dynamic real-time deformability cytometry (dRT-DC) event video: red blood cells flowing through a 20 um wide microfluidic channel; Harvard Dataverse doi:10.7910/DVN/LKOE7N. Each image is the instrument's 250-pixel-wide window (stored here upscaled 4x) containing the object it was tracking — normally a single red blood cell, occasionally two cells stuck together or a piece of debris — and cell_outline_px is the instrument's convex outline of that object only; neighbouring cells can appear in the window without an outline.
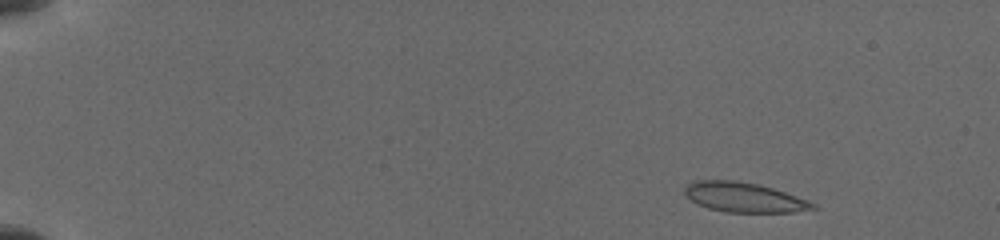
{"species": "common noctule bat (a hibernating species)", "species_latin": "Nyctalus noctula", "temperature_condition": "cold", "stored_images_in_passage": 22, "camera_frame_rate_fps": 3000, "um_per_image_px": 0.085, "animal": {"sex": "female", "body_mass_g": 19.5, "forearm_length_mm": 54.1}, "frame": {"image": 1, "passage_image": 2, "time_ms": 0.667, "image_size_px": [1000, 240], "cell_outline_px": [[820, 208], [792, 212], [728, 212], [708, 208], [696, 204], [684, 196], [684, 188], [692, 180], [736, 180], [756, 184], [772, 188], [808, 200], [816, 204]], "centroid_in_image_um": [63.2, 16.77], "position_along_channel_um": 21.8, "area_um2": 22.31}}
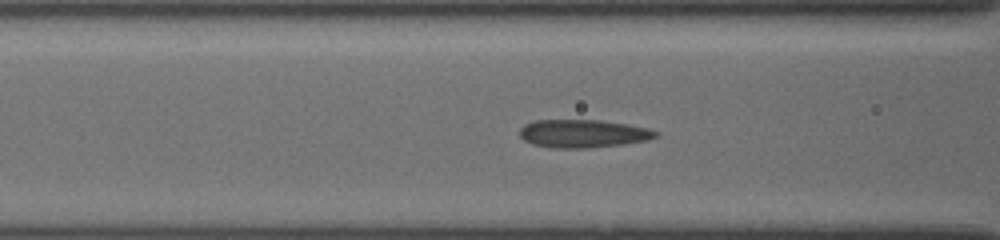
{"frame": {"image": 2, "passage_image": 14, "time_ms": 6.333, "image_size_px": [1000, 240], "cell_outline_px": [[660, 136], [648, 140], [624, 144], [588, 148], [552, 148], [532, 144], [524, 140], [520, 136], [520, 128], [524, 124], [532, 120], [600, 120], [628, 124], [648, 128], [660, 132]], "centroid_in_image_um": [49.58, 11.35], "position_along_channel_um": 117.0, "area_um2": 22.54}}
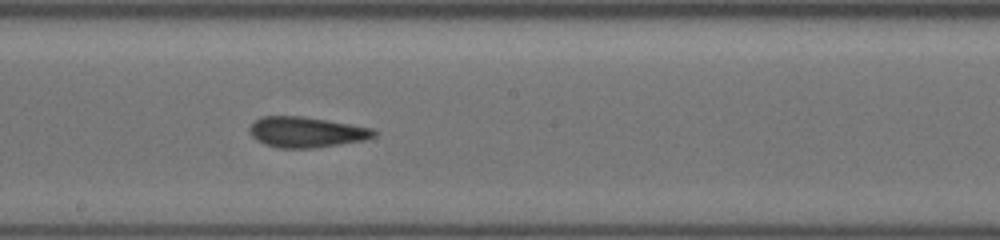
{"frame": {"image": 3, "passage_image": 22, "time_ms": 9.0, "image_size_px": [1000, 240], "cell_outline_px": [[380, 132], [376, 136], [364, 140], [340, 144], [312, 148], [276, 148], [264, 144], [256, 140], [248, 132], [248, 128], [256, 120], [264, 116], [304, 116], [372, 128]], "centroid_in_image_um": [26.04, 11.23], "position_along_channel_um": 222.2, "area_um2": 22.25}}